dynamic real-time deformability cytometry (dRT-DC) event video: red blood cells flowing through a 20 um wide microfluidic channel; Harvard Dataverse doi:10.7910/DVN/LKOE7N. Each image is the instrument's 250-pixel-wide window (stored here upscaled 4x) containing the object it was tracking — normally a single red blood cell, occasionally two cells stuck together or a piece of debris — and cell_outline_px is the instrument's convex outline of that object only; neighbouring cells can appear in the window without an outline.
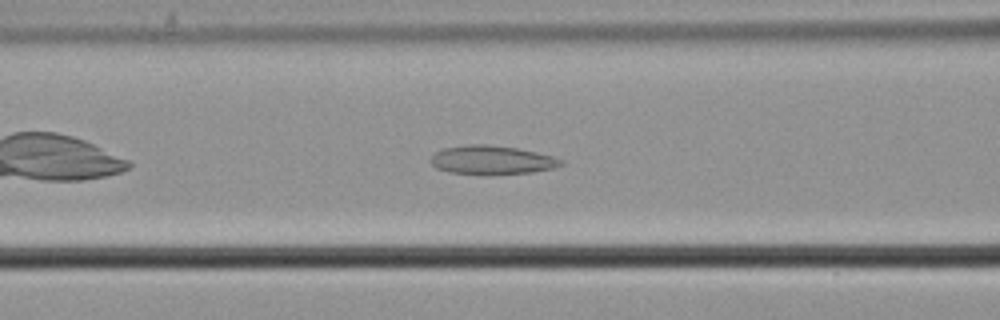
{"species": "common noctule bat (a hibernating species)", "species_latin": "Nyctalus noctula", "temperature_condition": "cold", "stored_images_in_passage": 42, "camera_frame_rate_fps": 3000, "um_per_image_px": 0.085, "animal": {"sex": "male", "body_mass_g": 21.5, "forearm_length_mm": 52.0}, "frame": {"image": 1, "passage_image": 9, "time_ms": 2.667, "image_size_px": [1000, 320], "cell_outline_px": [[564, 164], [552, 168], [532, 172], [448, 172], [436, 168], [432, 164], [432, 156], [436, 152], [444, 148], [468, 144], [488, 144], [516, 148], [536, 152], [552, 156], [564, 160]], "centroid_in_image_um": [41.82, 13.55], "position_along_channel_um": 124.8, "area_um2": 20.92}}
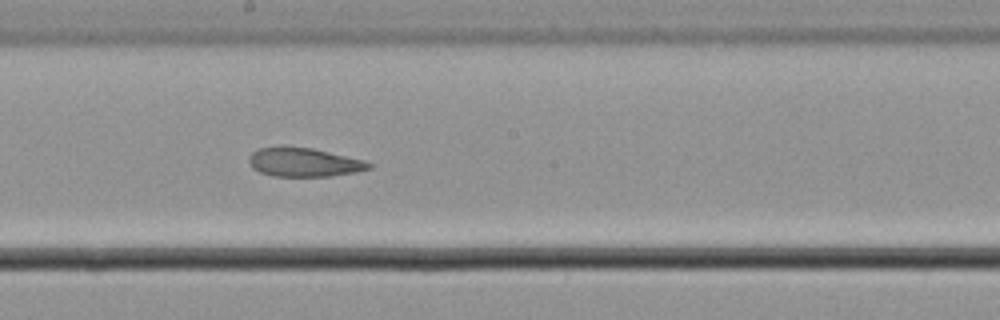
{"frame": {"image": 2, "passage_image": 17, "time_ms": 5.333, "image_size_px": [1000, 320], "cell_outline_px": [[372, 168], [356, 172], [332, 176], [272, 176], [260, 172], [252, 168], [248, 160], [248, 156], [252, 152], [260, 148], [284, 144], [312, 148], [364, 160], [372, 164]], "centroid_in_image_um": [25.79, 13.77], "position_along_channel_um": 222.4, "area_um2": 20.58}}
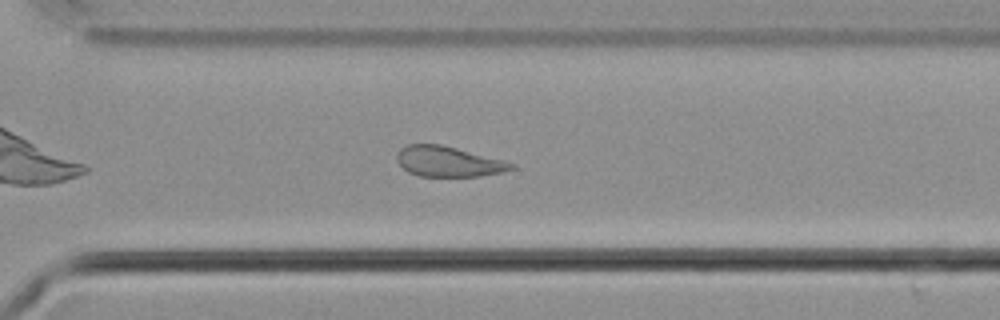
{"frame": {"image": 3, "passage_image": 26, "time_ms": 8.333, "image_size_px": [1000, 320], "cell_outline_px": [[516, 168], [504, 172], [480, 176], [420, 176], [408, 172], [396, 160], [396, 156], [400, 148], [408, 144], [440, 144], [504, 160], [516, 164]], "centroid_in_image_um": [38.13, 13.73], "position_along_channel_um": 332.5, "area_um2": 20.23}, "authors_computed_cell_mechanics": {"area_um2": 21.964, "velocity_mm_per_s": 3.666, "shape_relaxation_time_tau1_ms": null, "shape_relaxation_time_tau2_ms": 7.4459, "deformation_change_tau1": null, "deformation_change_tau2": 0.1715}}